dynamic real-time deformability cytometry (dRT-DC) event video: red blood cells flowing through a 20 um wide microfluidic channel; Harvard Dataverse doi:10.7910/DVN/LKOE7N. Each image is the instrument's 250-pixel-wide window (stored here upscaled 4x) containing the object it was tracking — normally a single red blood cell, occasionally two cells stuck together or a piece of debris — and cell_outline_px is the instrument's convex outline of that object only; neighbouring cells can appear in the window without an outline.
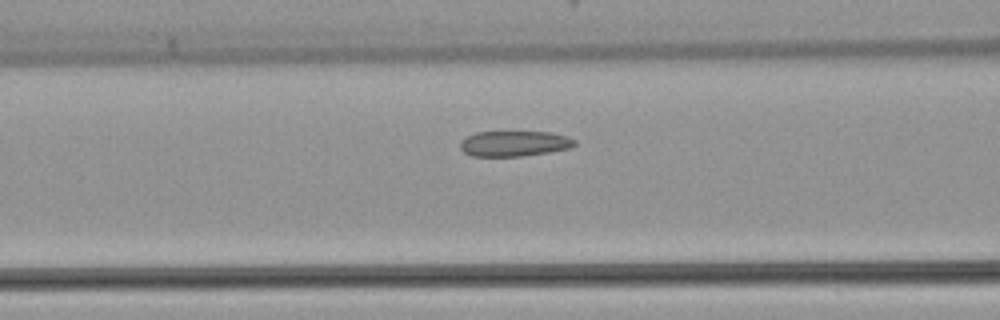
{"species": "common noctule bat (a hibernating species)", "species_latin": "Nyctalus noctula", "temperature_condition": "warm", "stored_images_in_passage": 30, "camera_frame_rate_fps": 3000, "um_per_image_px": 0.085, "animal": {"sex": "female", "body_mass_g": 22.7, "forearm_length_mm": 54.2}, "frame": {"image": 1, "passage_image": 10, "time_ms": 3.0, "image_size_px": [1000, 320], "cell_outline_px": [[576, 144], [572, 148], [548, 152], [520, 156], [472, 156], [464, 152], [460, 148], [460, 140], [476, 132], [552, 132], [568, 136], [576, 140]], "centroid_in_image_um": [43.74, 12.2], "position_along_channel_um": 122.9, "area_um2": 17.05}}
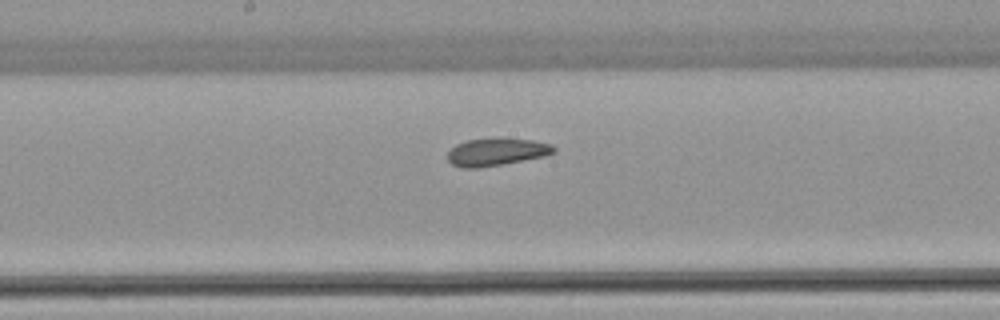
{"frame": {"image": 2, "passage_image": 16, "time_ms": 5.0, "image_size_px": [1000, 320], "cell_outline_px": [[556, 152], [544, 156], [500, 164], [476, 168], [460, 168], [452, 164], [448, 160], [448, 152], [456, 144], [468, 140], [532, 140], [552, 144], [556, 148]], "centroid_in_image_um": [42.19, 12.94], "position_along_channel_um": 206.0, "area_um2": 16.36}}
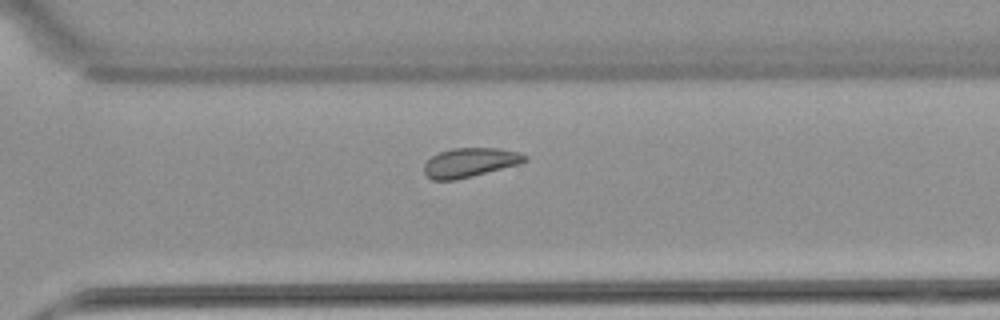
{"frame": {"image": 3, "passage_image": 25, "time_ms": 8.0, "image_size_px": [1000, 320], "cell_outline_px": [[528, 160], [520, 164], [456, 180], [432, 180], [424, 172], [424, 164], [432, 156], [440, 152], [452, 148], [500, 148], [520, 152], [528, 156]], "centroid_in_image_um": [39.98, 13.81], "position_along_channel_um": 330.6, "area_um2": 17.22}}